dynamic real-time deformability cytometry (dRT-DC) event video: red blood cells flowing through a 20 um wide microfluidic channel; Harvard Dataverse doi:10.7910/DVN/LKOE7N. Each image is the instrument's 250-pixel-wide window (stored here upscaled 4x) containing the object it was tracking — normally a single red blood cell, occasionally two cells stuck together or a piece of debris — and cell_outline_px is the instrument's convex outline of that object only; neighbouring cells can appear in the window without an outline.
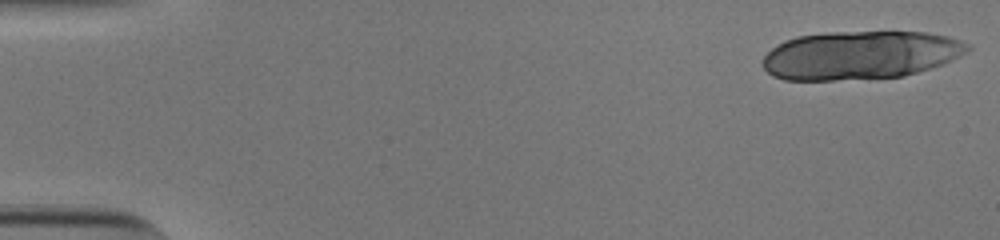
{"species": "human", "species_latin": "Homo sapiens", "temperature_condition": "cold", "stored_images_in_passage": 18, "camera_frame_rate_fps": 3000, "um_per_image_px": 0.085, "donor": {"sex": "male"}, "frame": {"image": 1, "passage_image": 1, "time_ms": 0.0, "image_size_px": [1000, 240], "cell_outline_px": [[972, 48], [968, 52], [944, 64], [904, 76], [832, 80], [784, 80], [772, 76], [764, 68], [760, 60], [772, 48], [784, 40], [796, 36], [828, 32], [928, 32], [948, 36], [972, 44]], "centroid_in_image_um": [73.13, 4.68], "position_along_channel_um": 11.9, "area_um2": 58.2}}